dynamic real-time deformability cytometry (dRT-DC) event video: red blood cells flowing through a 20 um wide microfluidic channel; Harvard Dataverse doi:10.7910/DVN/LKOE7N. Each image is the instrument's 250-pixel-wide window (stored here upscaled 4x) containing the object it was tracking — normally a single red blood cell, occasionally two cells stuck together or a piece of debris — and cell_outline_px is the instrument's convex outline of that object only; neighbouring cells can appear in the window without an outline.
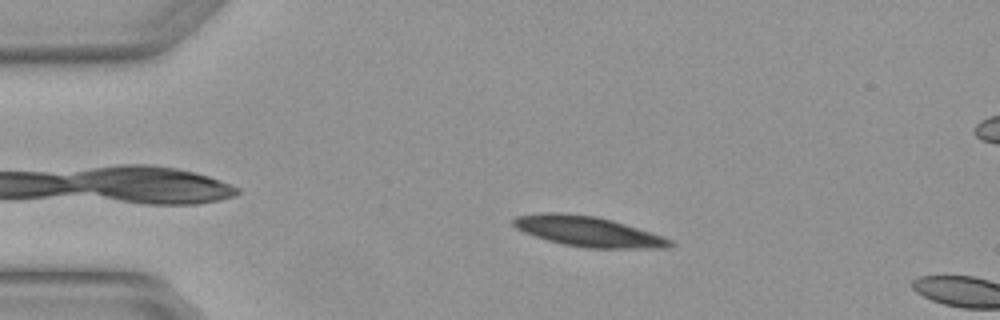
{"species": "Egyptian fruit bat (a non-hibernating species)", "species_latin": "Rousettus aegyptiacus", "temperature_condition": "warm", "stored_images_in_passage": 3, "camera_frame_rate_fps": 3000, "um_per_image_px": 0.085, "animal": {"sex": "female"}, "frame": {"image": 1, "passage_image": 2, "time_ms": 0.333, "image_size_px": [1000, 320], "cell_outline_px": [[676, 244], [668, 248], [588, 248], [564, 244], [548, 240], [524, 232], [516, 228], [512, 224], [512, 220], [516, 216], [540, 212], [560, 212], [596, 216], [612, 220], [672, 240]], "centroid_in_image_um": [49.95, 19.66], "position_along_channel_um": 35.1, "area_um2": 27.34}}